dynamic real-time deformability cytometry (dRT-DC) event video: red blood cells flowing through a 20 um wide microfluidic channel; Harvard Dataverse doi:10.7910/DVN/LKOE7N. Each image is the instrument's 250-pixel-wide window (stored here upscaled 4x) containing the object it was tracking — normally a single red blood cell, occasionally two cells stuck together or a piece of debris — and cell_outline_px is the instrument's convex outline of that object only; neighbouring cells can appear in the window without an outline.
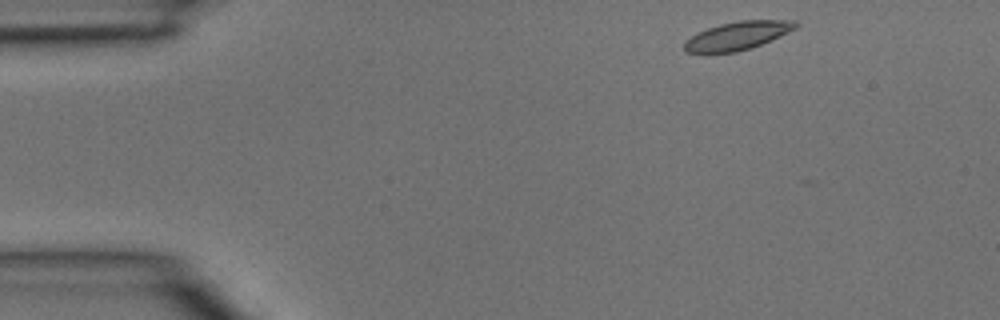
{"species": "common noctule bat (a hibernating species)", "species_latin": "Nyctalus noctula", "temperature_condition": "room temperature", "stored_images_in_passage": 4, "camera_frame_rate_fps": 3000, "um_per_image_px": 0.085, "animal": {"sex": "male", "body_mass_g": 15.6}, "frame": {"image": 1, "passage_image": 1, "time_ms": 0.0, "image_size_px": [1000, 320], "cell_outline_px": [[800, 24], [796, 28], [780, 36], [760, 44], [736, 52], [684, 52], [684, 40], [696, 32], [720, 24], [740, 20], [796, 20]], "centroid_in_image_um": [62.68, 3.01], "position_along_channel_um": 22.3, "area_um2": 18.21}}
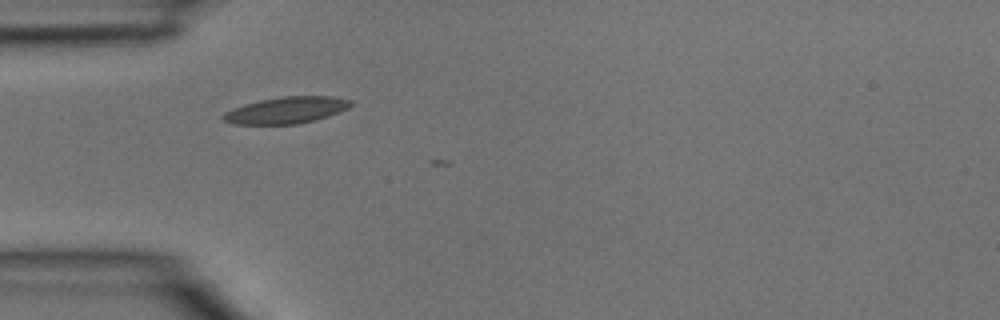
{"frame": {"image": 2, "passage_image": 3, "time_ms": 0.667, "image_size_px": [1000, 320], "cell_outline_px": [[352, 104], [348, 108], [340, 112], [316, 120], [296, 124], [232, 124], [224, 120], [220, 116], [224, 112], [232, 108], [260, 100], [284, 96], [332, 96], [352, 100]], "centroid_in_image_um": [24.34, 9.36], "position_along_channel_um": 60.7, "area_um2": 19.83}}